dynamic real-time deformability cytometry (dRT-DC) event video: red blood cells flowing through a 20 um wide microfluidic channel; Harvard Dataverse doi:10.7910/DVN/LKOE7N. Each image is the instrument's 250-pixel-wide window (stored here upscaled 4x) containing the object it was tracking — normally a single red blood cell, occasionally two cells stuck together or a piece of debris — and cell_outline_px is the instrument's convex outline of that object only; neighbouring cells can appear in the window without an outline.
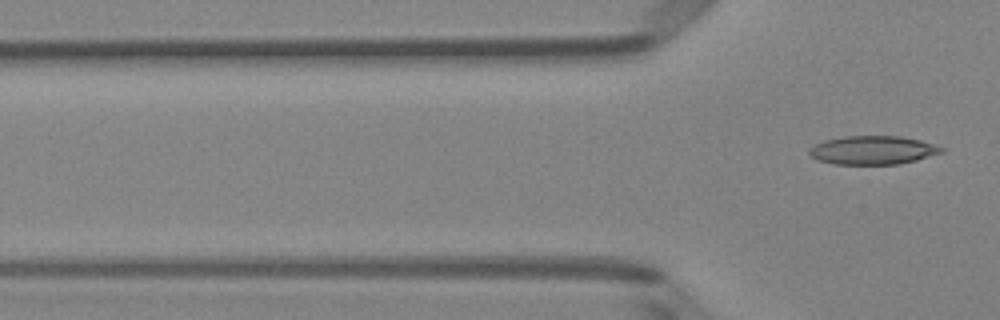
{"species": "Egyptian fruit bat (a non-hibernating species)", "species_latin": "Rousettus aegyptiacus", "temperature_condition": "room temperature", "stored_images_in_passage": 6, "segment_of_instrument_passage": [2, 2], "camera_frame_rate_fps": 3000, "um_per_image_px": 0.085, "animal": {"sex": "female"}, "frame": {"image": 1, "passage_image": 6, "time_ms": 1.667, "image_size_px": [1000, 320], "cell_outline_px": [[944, 152], [916, 160], [900, 164], [836, 164], [816, 160], [808, 152], [816, 144], [824, 140], [844, 136], [900, 136], [920, 140], [944, 148]], "centroid_in_image_um": [74.2, 12.76], "position_along_channel_um": 51.6, "area_um2": 21.91}}